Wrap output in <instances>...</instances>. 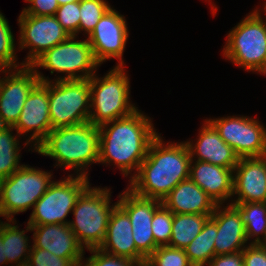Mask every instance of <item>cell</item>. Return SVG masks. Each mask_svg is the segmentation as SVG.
I'll use <instances>...</instances> for the list:
<instances>
[{
	"label": "cell",
	"instance_id": "cell-1",
	"mask_svg": "<svg viewBox=\"0 0 266 266\" xmlns=\"http://www.w3.org/2000/svg\"><path fill=\"white\" fill-rule=\"evenodd\" d=\"M99 133L98 163H114L125 177L135 170L130 180L137 174L151 141L158 135L151 119L138 109L99 126Z\"/></svg>",
	"mask_w": 266,
	"mask_h": 266
},
{
	"label": "cell",
	"instance_id": "cell-2",
	"mask_svg": "<svg viewBox=\"0 0 266 266\" xmlns=\"http://www.w3.org/2000/svg\"><path fill=\"white\" fill-rule=\"evenodd\" d=\"M158 134L128 188L135 194L162 200L181 181L189 178L191 155L186 142L166 145Z\"/></svg>",
	"mask_w": 266,
	"mask_h": 266
},
{
	"label": "cell",
	"instance_id": "cell-3",
	"mask_svg": "<svg viewBox=\"0 0 266 266\" xmlns=\"http://www.w3.org/2000/svg\"><path fill=\"white\" fill-rule=\"evenodd\" d=\"M99 145V127L86 122L52 129L34 151L55 159V167L74 169L76 175L88 177L89 164L99 161Z\"/></svg>",
	"mask_w": 266,
	"mask_h": 266
},
{
	"label": "cell",
	"instance_id": "cell-4",
	"mask_svg": "<svg viewBox=\"0 0 266 266\" xmlns=\"http://www.w3.org/2000/svg\"><path fill=\"white\" fill-rule=\"evenodd\" d=\"M124 66H115L104 77L96 73L89 78L91 106L89 122L101 126L130 115L138 108L130 102V81Z\"/></svg>",
	"mask_w": 266,
	"mask_h": 266
},
{
	"label": "cell",
	"instance_id": "cell-5",
	"mask_svg": "<svg viewBox=\"0 0 266 266\" xmlns=\"http://www.w3.org/2000/svg\"><path fill=\"white\" fill-rule=\"evenodd\" d=\"M110 190L89 185L72 210L75 220L68 225L84 249L99 248L103 243L111 213L118 205V202L110 205Z\"/></svg>",
	"mask_w": 266,
	"mask_h": 266
},
{
	"label": "cell",
	"instance_id": "cell-6",
	"mask_svg": "<svg viewBox=\"0 0 266 266\" xmlns=\"http://www.w3.org/2000/svg\"><path fill=\"white\" fill-rule=\"evenodd\" d=\"M40 82L48 81L49 114L52 129L89 122L91 89L89 79L49 80L35 70Z\"/></svg>",
	"mask_w": 266,
	"mask_h": 266
},
{
	"label": "cell",
	"instance_id": "cell-7",
	"mask_svg": "<svg viewBox=\"0 0 266 266\" xmlns=\"http://www.w3.org/2000/svg\"><path fill=\"white\" fill-rule=\"evenodd\" d=\"M258 9L241 20L227 36L223 55L235 65L258 73L266 63V27Z\"/></svg>",
	"mask_w": 266,
	"mask_h": 266
},
{
	"label": "cell",
	"instance_id": "cell-8",
	"mask_svg": "<svg viewBox=\"0 0 266 266\" xmlns=\"http://www.w3.org/2000/svg\"><path fill=\"white\" fill-rule=\"evenodd\" d=\"M77 36H70L39 56L30 66L33 69L45 68L54 72L64 73L57 80L89 79L96 73L100 64L95 60L88 39L78 41Z\"/></svg>",
	"mask_w": 266,
	"mask_h": 266
},
{
	"label": "cell",
	"instance_id": "cell-9",
	"mask_svg": "<svg viewBox=\"0 0 266 266\" xmlns=\"http://www.w3.org/2000/svg\"><path fill=\"white\" fill-rule=\"evenodd\" d=\"M51 172L23 165L2 180L0 187V212L6 220H15L14 214L34 207L37 200L53 182Z\"/></svg>",
	"mask_w": 266,
	"mask_h": 266
},
{
	"label": "cell",
	"instance_id": "cell-10",
	"mask_svg": "<svg viewBox=\"0 0 266 266\" xmlns=\"http://www.w3.org/2000/svg\"><path fill=\"white\" fill-rule=\"evenodd\" d=\"M72 175L49 185L34 205L27 224H69L66 217L73 210L80 194L90 185L88 177Z\"/></svg>",
	"mask_w": 266,
	"mask_h": 266
},
{
	"label": "cell",
	"instance_id": "cell-11",
	"mask_svg": "<svg viewBox=\"0 0 266 266\" xmlns=\"http://www.w3.org/2000/svg\"><path fill=\"white\" fill-rule=\"evenodd\" d=\"M206 120L239 158L266 155V128L257 119L227 116Z\"/></svg>",
	"mask_w": 266,
	"mask_h": 266
},
{
	"label": "cell",
	"instance_id": "cell-12",
	"mask_svg": "<svg viewBox=\"0 0 266 266\" xmlns=\"http://www.w3.org/2000/svg\"><path fill=\"white\" fill-rule=\"evenodd\" d=\"M17 20L20 26V50L31 47L23 65L30 66L45 51L70 37L55 15L35 16L21 12Z\"/></svg>",
	"mask_w": 266,
	"mask_h": 266
},
{
	"label": "cell",
	"instance_id": "cell-13",
	"mask_svg": "<svg viewBox=\"0 0 266 266\" xmlns=\"http://www.w3.org/2000/svg\"><path fill=\"white\" fill-rule=\"evenodd\" d=\"M129 36L125 17L111 7L99 20L96 27L88 35L95 60L101 65L108 59H118L124 66L122 59L125 45Z\"/></svg>",
	"mask_w": 266,
	"mask_h": 266
},
{
	"label": "cell",
	"instance_id": "cell-14",
	"mask_svg": "<svg viewBox=\"0 0 266 266\" xmlns=\"http://www.w3.org/2000/svg\"><path fill=\"white\" fill-rule=\"evenodd\" d=\"M21 64V68L3 71L5 77L0 78V125L13 127L22 112L23 105L31 90L40 82L29 65ZM16 71V72H15ZM6 73L7 76H6Z\"/></svg>",
	"mask_w": 266,
	"mask_h": 266
},
{
	"label": "cell",
	"instance_id": "cell-15",
	"mask_svg": "<svg viewBox=\"0 0 266 266\" xmlns=\"http://www.w3.org/2000/svg\"><path fill=\"white\" fill-rule=\"evenodd\" d=\"M118 205L128 214L136 249L147 259L158 247L152 234V218L162 204L152 198L141 197L129 188L119 195Z\"/></svg>",
	"mask_w": 266,
	"mask_h": 266
},
{
	"label": "cell",
	"instance_id": "cell-16",
	"mask_svg": "<svg viewBox=\"0 0 266 266\" xmlns=\"http://www.w3.org/2000/svg\"><path fill=\"white\" fill-rule=\"evenodd\" d=\"M16 129L17 137L25 133H31L26 140L25 146L36 147L47 137L52 130L49 114L48 81L39 82L30 92L19 115L18 120L13 126ZM31 131V132H30ZM31 142V143H30Z\"/></svg>",
	"mask_w": 266,
	"mask_h": 266
},
{
	"label": "cell",
	"instance_id": "cell-17",
	"mask_svg": "<svg viewBox=\"0 0 266 266\" xmlns=\"http://www.w3.org/2000/svg\"><path fill=\"white\" fill-rule=\"evenodd\" d=\"M25 230L35 231L32 248L46 249L58 257L69 258L76 266L82 265L85 250L68 224H27Z\"/></svg>",
	"mask_w": 266,
	"mask_h": 266
},
{
	"label": "cell",
	"instance_id": "cell-18",
	"mask_svg": "<svg viewBox=\"0 0 266 266\" xmlns=\"http://www.w3.org/2000/svg\"><path fill=\"white\" fill-rule=\"evenodd\" d=\"M235 195L231 203L266 202V155L239 158L233 169Z\"/></svg>",
	"mask_w": 266,
	"mask_h": 266
},
{
	"label": "cell",
	"instance_id": "cell-19",
	"mask_svg": "<svg viewBox=\"0 0 266 266\" xmlns=\"http://www.w3.org/2000/svg\"><path fill=\"white\" fill-rule=\"evenodd\" d=\"M211 218L217 223V236L214 241L215 256L245 249L247 243L245 226L242 214L235 205L229 203L222 209L221 204H217Z\"/></svg>",
	"mask_w": 266,
	"mask_h": 266
},
{
	"label": "cell",
	"instance_id": "cell-20",
	"mask_svg": "<svg viewBox=\"0 0 266 266\" xmlns=\"http://www.w3.org/2000/svg\"><path fill=\"white\" fill-rule=\"evenodd\" d=\"M185 142L189 148L191 159L197 156L198 161L230 169H234L238 163L239 157L235 154L233 148L224 142L207 120H205L199 132L196 143L194 144L193 141Z\"/></svg>",
	"mask_w": 266,
	"mask_h": 266
},
{
	"label": "cell",
	"instance_id": "cell-21",
	"mask_svg": "<svg viewBox=\"0 0 266 266\" xmlns=\"http://www.w3.org/2000/svg\"><path fill=\"white\" fill-rule=\"evenodd\" d=\"M132 234V225L128 214L117 205L111 213L106 235L99 249L136 262L146 259L136 249Z\"/></svg>",
	"mask_w": 266,
	"mask_h": 266
},
{
	"label": "cell",
	"instance_id": "cell-22",
	"mask_svg": "<svg viewBox=\"0 0 266 266\" xmlns=\"http://www.w3.org/2000/svg\"><path fill=\"white\" fill-rule=\"evenodd\" d=\"M194 163V164H193ZM189 178L203 189L216 204L233 195V169L191 159Z\"/></svg>",
	"mask_w": 266,
	"mask_h": 266
},
{
	"label": "cell",
	"instance_id": "cell-23",
	"mask_svg": "<svg viewBox=\"0 0 266 266\" xmlns=\"http://www.w3.org/2000/svg\"><path fill=\"white\" fill-rule=\"evenodd\" d=\"M162 204L173 214L214 213L215 201L190 178L178 183L162 200Z\"/></svg>",
	"mask_w": 266,
	"mask_h": 266
},
{
	"label": "cell",
	"instance_id": "cell-24",
	"mask_svg": "<svg viewBox=\"0 0 266 266\" xmlns=\"http://www.w3.org/2000/svg\"><path fill=\"white\" fill-rule=\"evenodd\" d=\"M217 236V223L210 217L201 232L184 248L193 266L208 265L215 256L214 241Z\"/></svg>",
	"mask_w": 266,
	"mask_h": 266
},
{
	"label": "cell",
	"instance_id": "cell-25",
	"mask_svg": "<svg viewBox=\"0 0 266 266\" xmlns=\"http://www.w3.org/2000/svg\"><path fill=\"white\" fill-rule=\"evenodd\" d=\"M210 217L207 214H173L172 235L168 246L179 249L187 247Z\"/></svg>",
	"mask_w": 266,
	"mask_h": 266
},
{
	"label": "cell",
	"instance_id": "cell-26",
	"mask_svg": "<svg viewBox=\"0 0 266 266\" xmlns=\"http://www.w3.org/2000/svg\"><path fill=\"white\" fill-rule=\"evenodd\" d=\"M8 223L2 222L0 224V231L2 232V240L5 244V257H7L8 264H20L28 261L32 246L28 245L29 238L23 229L20 231L18 225H15L16 220H7ZM14 224L12 225L11 224ZM24 257V258H23Z\"/></svg>",
	"mask_w": 266,
	"mask_h": 266
},
{
	"label": "cell",
	"instance_id": "cell-27",
	"mask_svg": "<svg viewBox=\"0 0 266 266\" xmlns=\"http://www.w3.org/2000/svg\"><path fill=\"white\" fill-rule=\"evenodd\" d=\"M230 204L235 205L242 214L247 241L253 237L251 244H260L266 237V202Z\"/></svg>",
	"mask_w": 266,
	"mask_h": 266
},
{
	"label": "cell",
	"instance_id": "cell-28",
	"mask_svg": "<svg viewBox=\"0 0 266 266\" xmlns=\"http://www.w3.org/2000/svg\"><path fill=\"white\" fill-rule=\"evenodd\" d=\"M13 127L0 125V176L4 179L21 168L19 139L12 135ZM16 137V138H15Z\"/></svg>",
	"mask_w": 266,
	"mask_h": 266
},
{
	"label": "cell",
	"instance_id": "cell-29",
	"mask_svg": "<svg viewBox=\"0 0 266 266\" xmlns=\"http://www.w3.org/2000/svg\"><path fill=\"white\" fill-rule=\"evenodd\" d=\"M15 39L10 25L0 12V72L19 68L17 55L15 54ZM17 63V64H16Z\"/></svg>",
	"mask_w": 266,
	"mask_h": 266
},
{
	"label": "cell",
	"instance_id": "cell-30",
	"mask_svg": "<svg viewBox=\"0 0 266 266\" xmlns=\"http://www.w3.org/2000/svg\"><path fill=\"white\" fill-rule=\"evenodd\" d=\"M110 8L104 0H80L79 32L84 31L88 36Z\"/></svg>",
	"mask_w": 266,
	"mask_h": 266
},
{
	"label": "cell",
	"instance_id": "cell-31",
	"mask_svg": "<svg viewBox=\"0 0 266 266\" xmlns=\"http://www.w3.org/2000/svg\"><path fill=\"white\" fill-rule=\"evenodd\" d=\"M173 213L161 204L154 212L152 218V234L158 246L169 245L172 235Z\"/></svg>",
	"mask_w": 266,
	"mask_h": 266
},
{
	"label": "cell",
	"instance_id": "cell-32",
	"mask_svg": "<svg viewBox=\"0 0 266 266\" xmlns=\"http://www.w3.org/2000/svg\"><path fill=\"white\" fill-rule=\"evenodd\" d=\"M153 266H193L184 249L158 246L147 258Z\"/></svg>",
	"mask_w": 266,
	"mask_h": 266
},
{
	"label": "cell",
	"instance_id": "cell-33",
	"mask_svg": "<svg viewBox=\"0 0 266 266\" xmlns=\"http://www.w3.org/2000/svg\"><path fill=\"white\" fill-rule=\"evenodd\" d=\"M55 16L70 36L79 34L80 1L59 6Z\"/></svg>",
	"mask_w": 266,
	"mask_h": 266
},
{
	"label": "cell",
	"instance_id": "cell-34",
	"mask_svg": "<svg viewBox=\"0 0 266 266\" xmlns=\"http://www.w3.org/2000/svg\"><path fill=\"white\" fill-rule=\"evenodd\" d=\"M92 254L81 266H135L136 261L108 254L99 248L89 249Z\"/></svg>",
	"mask_w": 266,
	"mask_h": 266
},
{
	"label": "cell",
	"instance_id": "cell-35",
	"mask_svg": "<svg viewBox=\"0 0 266 266\" xmlns=\"http://www.w3.org/2000/svg\"><path fill=\"white\" fill-rule=\"evenodd\" d=\"M27 262L30 266H76L69 258L58 257L42 248H31Z\"/></svg>",
	"mask_w": 266,
	"mask_h": 266
},
{
	"label": "cell",
	"instance_id": "cell-36",
	"mask_svg": "<svg viewBox=\"0 0 266 266\" xmlns=\"http://www.w3.org/2000/svg\"><path fill=\"white\" fill-rule=\"evenodd\" d=\"M28 2V7H25L22 12L28 15L35 16H52L56 15L59 3L57 0H25Z\"/></svg>",
	"mask_w": 266,
	"mask_h": 266
},
{
	"label": "cell",
	"instance_id": "cell-37",
	"mask_svg": "<svg viewBox=\"0 0 266 266\" xmlns=\"http://www.w3.org/2000/svg\"><path fill=\"white\" fill-rule=\"evenodd\" d=\"M242 258L244 266H266V250L260 244L246 245Z\"/></svg>",
	"mask_w": 266,
	"mask_h": 266
},
{
	"label": "cell",
	"instance_id": "cell-38",
	"mask_svg": "<svg viewBox=\"0 0 266 266\" xmlns=\"http://www.w3.org/2000/svg\"><path fill=\"white\" fill-rule=\"evenodd\" d=\"M243 258L242 251L225 254L216 255L209 262L208 266H242Z\"/></svg>",
	"mask_w": 266,
	"mask_h": 266
},
{
	"label": "cell",
	"instance_id": "cell-39",
	"mask_svg": "<svg viewBox=\"0 0 266 266\" xmlns=\"http://www.w3.org/2000/svg\"><path fill=\"white\" fill-rule=\"evenodd\" d=\"M2 222L0 221V224ZM7 257H5V244L2 240V232L0 231V265L1 264H7Z\"/></svg>",
	"mask_w": 266,
	"mask_h": 266
},
{
	"label": "cell",
	"instance_id": "cell-40",
	"mask_svg": "<svg viewBox=\"0 0 266 266\" xmlns=\"http://www.w3.org/2000/svg\"><path fill=\"white\" fill-rule=\"evenodd\" d=\"M135 266H153V264L148 259H144L136 262Z\"/></svg>",
	"mask_w": 266,
	"mask_h": 266
},
{
	"label": "cell",
	"instance_id": "cell-41",
	"mask_svg": "<svg viewBox=\"0 0 266 266\" xmlns=\"http://www.w3.org/2000/svg\"><path fill=\"white\" fill-rule=\"evenodd\" d=\"M57 1L59 3V6H62L64 4L71 3V2H74V1H80V0H57Z\"/></svg>",
	"mask_w": 266,
	"mask_h": 266
},
{
	"label": "cell",
	"instance_id": "cell-42",
	"mask_svg": "<svg viewBox=\"0 0 266 266\" xmlns=\"http://www.w3.org/2000/svg\"><path fill=\"white\" fill-rule=\"evenodd\" d=\"M259 73H261L262 75H266V63L264 67L259 71Z\"/></svg>",
	"mask_w": 266,
	"mask_h": 266
},
{
	"label": "cell",
	"instance_id": "cell-43",
	"mask_svg": "<svg viewBox=\"0 0 266 266\" xmlns=\"http://www.w3.org/2000/svg\"><path fill=\"white\" fill-rule=\"evenodd\" d=\"M260 245L266 250V237H265V239L260 243Z\"/></svg>",
	"mask_w": 266,
	"mask_h": 266
},
{
	"label": "cell",
	"instance_id": "cell-44",
	"mask_svg": "<svg viewBox=\"0 0 266 266\" xmlns=\"http://www.w3.org/2000/svg\"><path fill=\"white\" fill-rule=\"evenodd\" d=\"M16 266H30V265L28 264V262H24V263L16 264Z\"/></svg>",
	"mask_w": 266,
	"mask_h": 266
},
{
	"label": "cell",
	"instance_id": "cell-45",
	"mask_svg": "<svg viewBox=\"0 0 266 266\" xmlns=\"http://www.w3.org/2000/svg\"><path fill=\"white\" fill-rule=\"evenodd\" d=\"M264 3H265V5H264V8H263L264 9L263 11L265 12V16H266V2H264ZM263 21H265L264 24H265V27H266V17H265V20H263Z\"/></svg>",
	"mask_w": 266,
	"mask_h": 266
},
{
	"label": "cell",
	"instance_id": "cell-46",
	"mask_svg": "<svg viewBox=\"0 0 266 266\" xmlns=\"http://www.w3.org/2000/svg\"><path fill=\"white\" fill-rule=\"evenodd\" d=\"M2 180H3V178L0 176V187H1V184H2Z\"/></svg>",
	"mask_w": 266,
	"mask_h": 266
}]
</instances>
